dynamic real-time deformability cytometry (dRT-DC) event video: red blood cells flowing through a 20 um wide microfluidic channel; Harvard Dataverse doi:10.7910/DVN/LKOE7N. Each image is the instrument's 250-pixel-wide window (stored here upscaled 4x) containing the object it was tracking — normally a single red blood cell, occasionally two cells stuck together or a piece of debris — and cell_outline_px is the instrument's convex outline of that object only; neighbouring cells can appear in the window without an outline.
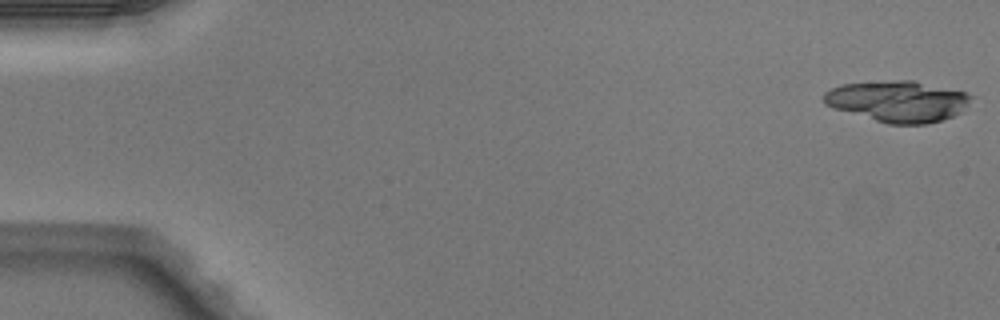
{"species": "Egyptian fruit bat (a non-hibernating species)", "species_latin": "Rousettus aegyptiacus", "temperature_condition": "warm", "stored_images_in_passage": 5, "camera_frame_rate_fps": 3000, "um_per_image_px": 0.085, "animal": {"sex": "male"}, "frame": {"image": 1, "passage_image": 1, "time_ms": 0.0, "image_size_px": [1000, 320], "cell_outline_px": [[976, 96], [960, 112], [952, 116], [928, 124], [888, 124], [832, 108], [824, 104], [824, 92], [840, 84], [896, 80], [912, 80], [968, 92]], "centroid_in_image_um": [76.34, 8.6], "position_along_channel_um": 8.7, "area_um2": 35.49}}
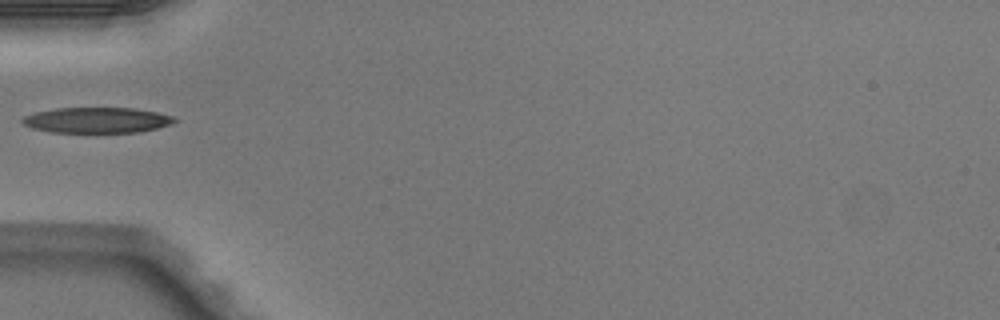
{"frame": {"image": 2, "passage_image": 5, "time_ms": 1.333, "image_size_px": [1000, 320], "cell_outline_px": [[176, 120], [168, 124], [156, 128], [140, 132], [52, 132], [32, 128], [24, 124], [20, 120], [24, 116], [36, 112], [56, 108], [136, 108], [156, 112], [172, 116]], "centroid_in_image_um": [8.2, 10.21], "position_along_channel_um": 76.8, "area_um2": 22.43}}